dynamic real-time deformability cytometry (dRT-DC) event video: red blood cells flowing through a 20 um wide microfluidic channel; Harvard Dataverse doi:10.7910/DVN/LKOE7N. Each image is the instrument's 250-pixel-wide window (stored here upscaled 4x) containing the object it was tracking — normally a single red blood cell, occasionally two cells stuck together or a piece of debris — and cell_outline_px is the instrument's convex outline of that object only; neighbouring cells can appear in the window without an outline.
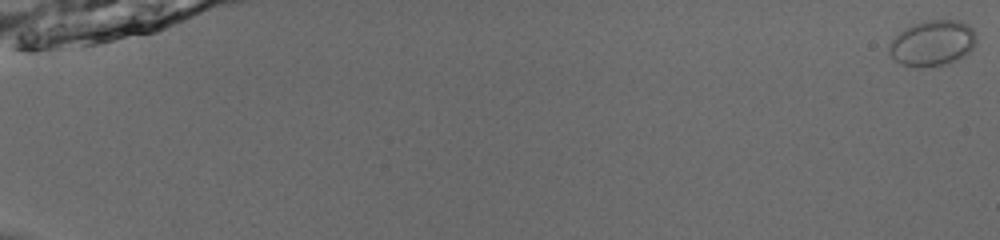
{"species": "common noctule bat (a hibernating species)", "species_latin": "Nyctalus noctula", "temperature_condition": "room temperature", "stored_images_in_passage": 18, "camera_frame_rate_fps": 3000, "um_per_image_px": 0.085, "animal": {"sex": "male", "body_mass_g": 13.0, "forearm_length_mm": 53.1}, "frame": {"image": 1, "passage_image": 1, "time_ms": 0.0, "image_size_px": [1000, 240], "cell_outline_px": [[976, 44], [964, 56], [948, 64], [924, 68], [912, 68], [900, 64], [888, 52], [888, 48], [892, 40], [904, 28], [912, 24], [924, 20], [956, 20], [968, 24], [976, 32]], "centroid_in_image_um": [79.26, 3.68], "position_along_channel_um": 5.7, "area_um2": 23.58}}
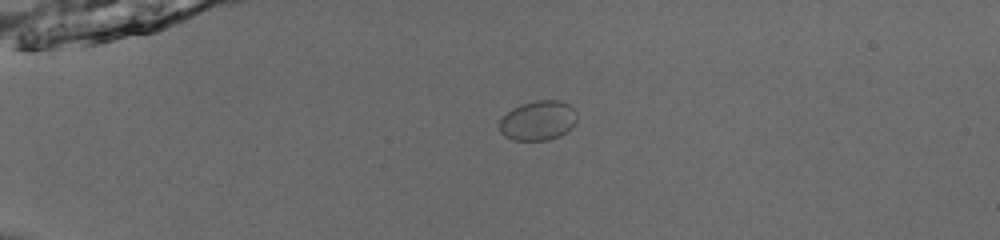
{"frame": {"image": 2, "passage_image": 16, "time_ms": 5.0, "image_size_px": [1000, 240], "cell_outline_px": [[576, 120], [572, 128], [560, 136], [548, 140], [512, 140], [504, 136], [500, 132], [500, 120], [512, 108], [520, 104], [536, 100], [560, 100], [568, 104], [576, 112]], "centroid_in_image_um": [45.74, 10.25], "position_along_channel_um": 39.3, "area_um2": 17.98}}